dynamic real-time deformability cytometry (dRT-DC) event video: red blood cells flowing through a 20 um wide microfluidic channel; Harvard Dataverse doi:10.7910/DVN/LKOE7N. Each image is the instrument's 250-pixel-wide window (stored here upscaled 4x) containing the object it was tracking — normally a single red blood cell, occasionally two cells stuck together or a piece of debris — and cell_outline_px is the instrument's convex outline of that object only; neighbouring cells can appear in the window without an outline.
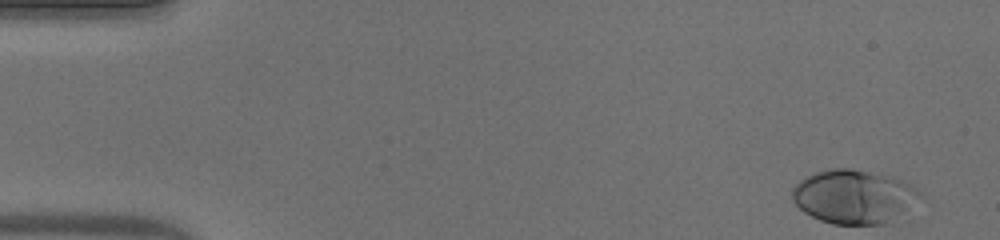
{"species": "human", "species_latin": "Homo sapiens", "temperature_condition": "warm", "stored_images_in_passage": 14, "camera_frame_rate_fps": 3000, "um_per_image_px": 0.085, "donor": {"sex": "male"}, "frame": {"image": 1, "passage_image": 1, "time_ms": 0.0, "image_size_px": [1000, 240], "cell_outline_px": [[924, 192], [892, 224], [832, 224], [820, 220], [804, 212], [792, 200], [792, 188], [800, 180], [816, 172], [836, 168], [848, 168], [892, 176]], "centroid_in_image_um": [72.58, 16.73], "position_along_channel_um": 12.4, "area_um2": 39.94}}
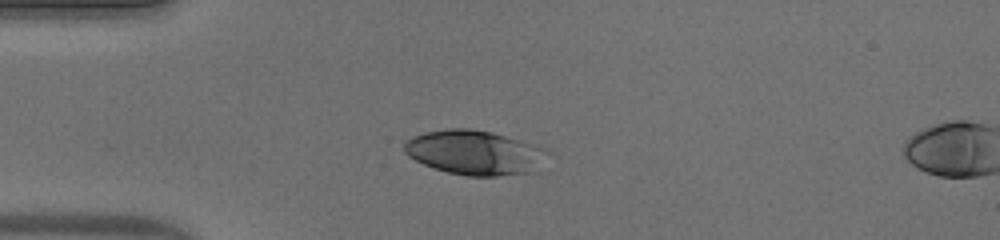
{"frame": {"image": 2, "passage_image": 12, "time_ms": 3.667, "image_size_px": [1000, 240], "cell_outline_px": [[528, 172], [496, 176], [468, 176], [448, 172], [424, 164], [408, 156], [404, 152], [404, 144], [412, 136], [424, 132], [448, 128], [468, 128], [488, 132], [504, 136], [528, 144]], "centroid_in_image_um": [39.86, 12.94], "position_along_channel_um": 45.1, "area_um2": 33.76}}